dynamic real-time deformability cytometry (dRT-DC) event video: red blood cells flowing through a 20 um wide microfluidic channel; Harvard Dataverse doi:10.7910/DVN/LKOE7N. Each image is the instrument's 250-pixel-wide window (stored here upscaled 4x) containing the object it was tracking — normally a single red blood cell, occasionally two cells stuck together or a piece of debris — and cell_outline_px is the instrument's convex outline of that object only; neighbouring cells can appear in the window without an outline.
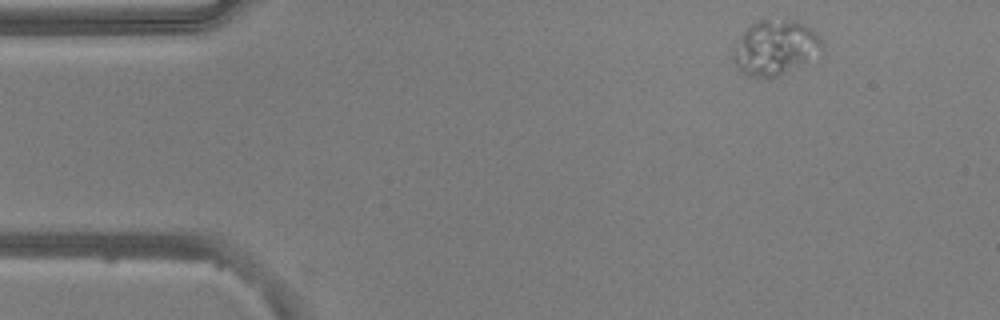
{"species": "common noctule bat (a hibernating species)", "species_latin": "Nyctalus noctula", "temperature_condition": "warm", "stored_images_in_passage": 2, "camera_frame_rate_fps": 3000, "um_per_image_px": 0.085, "animal": {"sex": "male", "body_mass_g": 20.5, "forearm_length_mm": 52.5}, "frame": {"image": 1, "passage_image": 2, "time_ms": 0.333, "image_size_px": [1000, 320], "cell_outline_px": [[820, 48], [804, 60], [780, 76], [748, 76], [740, 72], [736, 68], [732, 56], [732, 52], [740, 36], [756, 20], [764, 16], [796, 20], [812, 28], [820, 36]], "centroid_in_image_um": [65.8, 3.97], "position_along_channel_um": 19.2, "area_um2": 28.09}}